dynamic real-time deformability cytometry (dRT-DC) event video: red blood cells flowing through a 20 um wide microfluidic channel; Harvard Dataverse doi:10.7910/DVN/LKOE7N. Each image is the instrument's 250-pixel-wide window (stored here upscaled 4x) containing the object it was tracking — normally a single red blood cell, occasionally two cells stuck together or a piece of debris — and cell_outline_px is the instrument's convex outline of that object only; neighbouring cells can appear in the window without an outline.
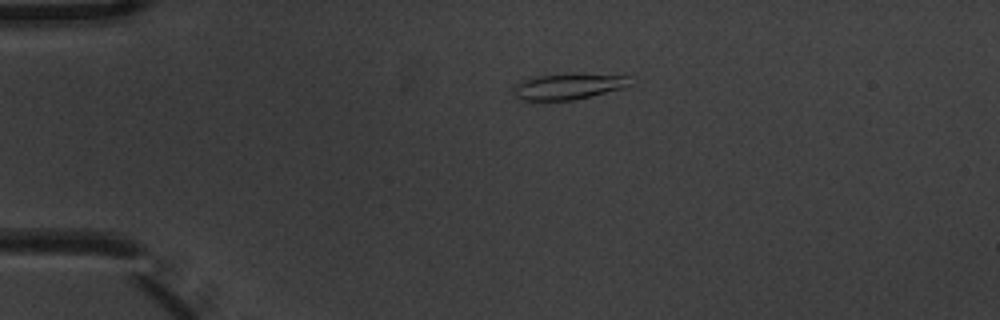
{"species": "common noctule bat (a hibernating species)", "species_latin": "Nyctalus noctula", "temperature_condition": "warm", "stored_images_in_passage": 2, "camera_frame_rate_fps": 3000, "um_per_image_px": 0.085, "animal": {"sex": "male", "body_mass_g": 20.1, "forearm_length_mm": 53.5}, "frame": {"image": 1, "passage_image": 1, "time_ms": 0.0, "image_size_px": [1000, 320], "cell_outline_px": [[632, 76], [628, 84], [624, 88], [572, 100], [520, 100], [516, 96], [512, 88], [520, 80], [536, 76]], "centroid_in_image_um": [48.21, 7.39], "position_along_channel_um": 36.8, "area_um2": 16.59}}